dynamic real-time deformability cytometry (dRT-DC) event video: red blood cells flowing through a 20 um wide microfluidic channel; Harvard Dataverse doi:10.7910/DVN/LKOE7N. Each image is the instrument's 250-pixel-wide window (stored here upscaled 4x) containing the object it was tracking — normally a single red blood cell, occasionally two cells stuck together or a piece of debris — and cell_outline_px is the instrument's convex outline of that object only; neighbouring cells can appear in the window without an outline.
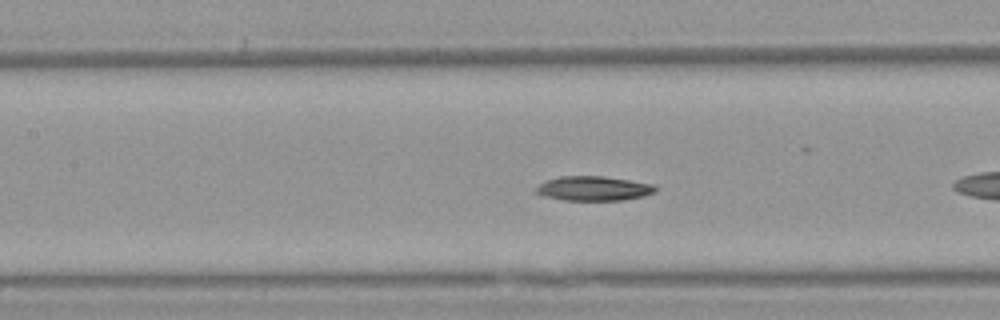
{"species": "Egyptian fruit bat (a non-hibernating species)", "species_latin": "Rousettus aegyptiacus", "temperature_condition": "warm", "stored_images_in_passage": 37, "camera_frame_rate_fps": 3000, "um_per_image_px": 0.085, "animal": {"sex": "female"}, "frame": {"image": 1, "passage_image": 7, "time_ms": 2.0, "image_size_px": [1000, 320], "cell_outline_px": [[656, 192], [644, 196], [624, 200], [564, 200], [540, 196], [536, 192], [536, 188], [540, 184], [548, 180], [560, 176], [600, 176], [656, 184]], "centroid_in_image_um": [50.47, 16.03], "position_along_channel_um": 156.9, "area_um2": 17.05}}
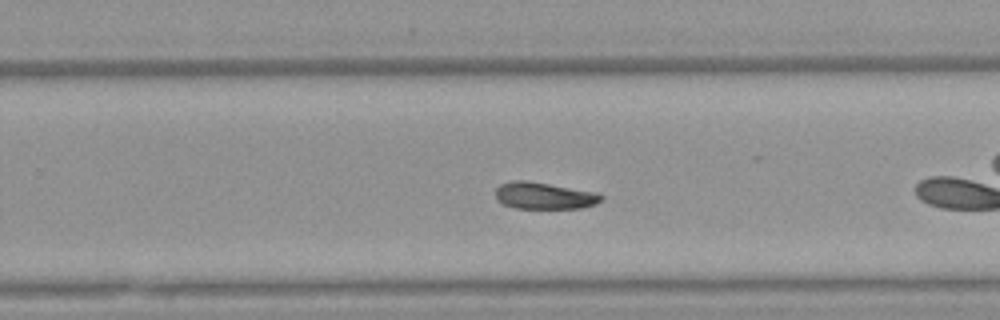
{"frame": {"image": 2, "passage_image": 17, "time_ms": 5.333, "image_size_px": [1000, 320], "cell_outline_px": [[604, 196], [596, 204], [580, 208], [516, 208], [500, 204], [496, 200], [496, 188], [500, 184], [512, 180], [524, 180], [596, 192]], "centroid_in_image_um": [46.2, 16.64], "position_along_channel_um": 283.6, "area_um2": 16.47}, "authors_computed_cell_mechanics": {"area_um2": 16.9354, "velocity_mm_per_s": 3.8138, "shape_relaxation_time_tau1_ms": 7.6207, "shape_relaxation_time_tau2_ms": null, "deformation_change_tau1": 0.1652, "deformation_change_tau2": null}}